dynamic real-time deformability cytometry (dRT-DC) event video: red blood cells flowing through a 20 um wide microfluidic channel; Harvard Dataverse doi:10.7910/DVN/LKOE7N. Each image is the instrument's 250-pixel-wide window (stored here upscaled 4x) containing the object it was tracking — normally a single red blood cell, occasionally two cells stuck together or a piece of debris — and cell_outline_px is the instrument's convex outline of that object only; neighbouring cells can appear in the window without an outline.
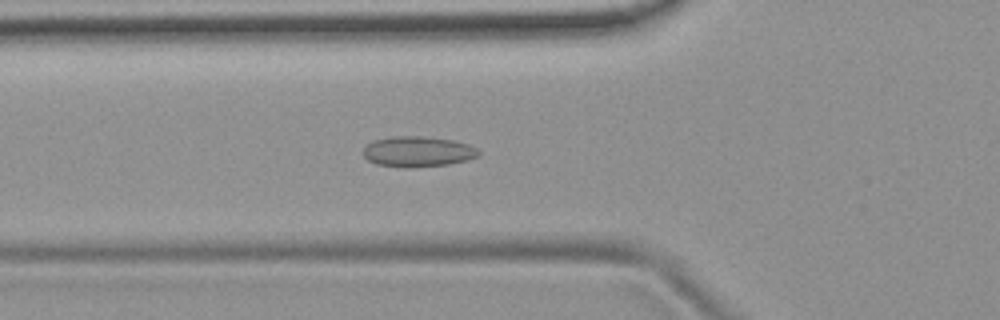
{"species": "common noctule bat (a hibernating species)", "species_latin": "Nyctalus noctula", "temperature_condition": "room temperature", "stored_images_in_passage": 52, "camera_frame_rate_fps": 3000, "um_per_image_px": 0.085, "animal": {"sex": "female", "body_mass_g": 19.9}, "frame": {"image": 1, "passage_image": 18, "time_ms": 5.667, "image_size_px": [1000, 320], "cell_outline_px": [[480, 152], [476, 156], [468, 160], [448, 164], [412, 168], [404, 168], [376, 164], [368, 160], [360, 152], [372, 140], [392, 136], [424, 136], [452, 140], [468, 144], [476, 148]], "centroid_in_image_um": [35.46, 12.89], "position_along_channel_um": 90.3, "area_um2": 20.69}}
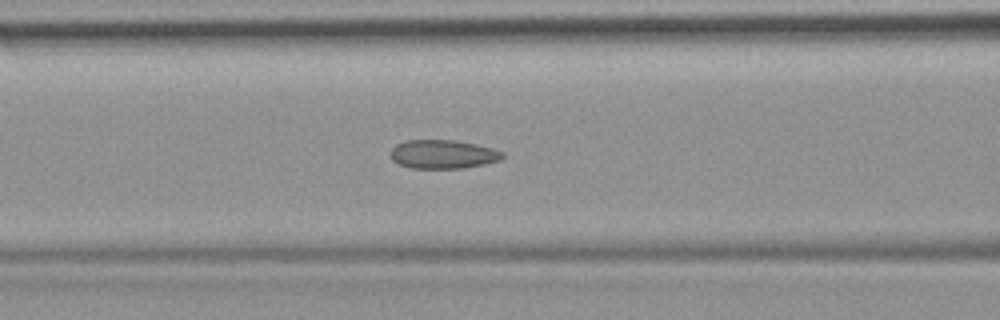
{"frame": {"image": 2, "passage_image": 21, "time_ms": 6.667, "image_size_px": [1000, 320], "cell_outline_px": [[504, 156], [500, 160], [484, 164], [464, 168], [408, 168], [392, 160], [388, 152], [396, 144], [404, 140], [456, 140], [476, 144], [492, 148], [504, 152]], "centroid_in_image_um": [37.62, 13.1], "position_along_channel_um": 129.0, "area_um2": 18.96}}
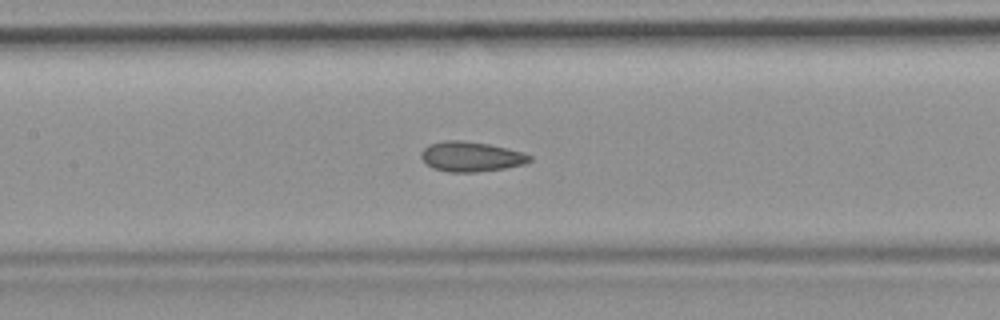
{"frame": {"image": 3, "passage_image": 24, "time_ms": 7.667, "image_size_px": [1000, 320], "cell_outline_px": [[532, 160], [524, 164], [504, 168], [476, 172], [448, 172], [432, 168], [420, 156], [420, 152], [428, 144], [444, 140], [460, 140], [488, 144], [508, 148], [524, 152], [532, 156]], "centroid_in_image_um": [40.04, 13.3], "position_along_channel_um": 167.4, "area_um2": 19.02}, "authors_computed_cell_mechanics": {"area_um2": 19.1896, "velocity_mm_per_s": 3.8418, "shape_relaxation_time_tau1_ms": null, "shape_relaxation_time_tau2_ms": 1.5175, "deformation_change_tau1": null, "deformation_change_tau2": 0.0755}}